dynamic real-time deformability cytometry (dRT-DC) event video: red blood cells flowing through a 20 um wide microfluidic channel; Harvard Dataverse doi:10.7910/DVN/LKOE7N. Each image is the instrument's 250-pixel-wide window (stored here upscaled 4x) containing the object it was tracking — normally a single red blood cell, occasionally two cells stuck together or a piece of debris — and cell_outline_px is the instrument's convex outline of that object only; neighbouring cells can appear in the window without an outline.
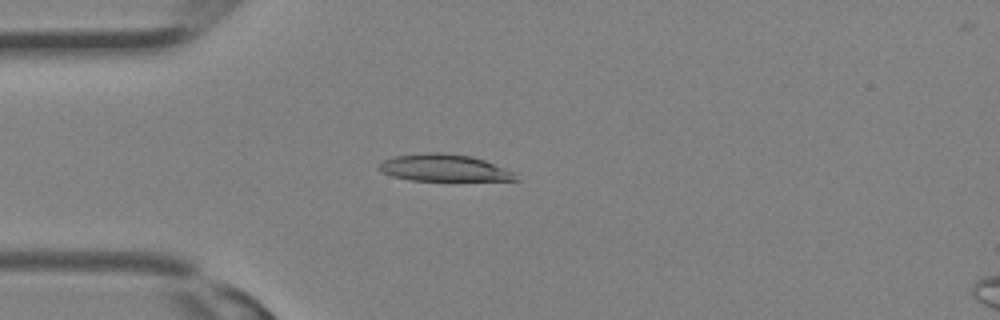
{"species": "Egyptian fruit bat (a non-hibernating species)", "species_latin": "Rousettus aegyptiacus", "temperature_condition": "room temperature", "stored_images_in_passage": 13, "camera_frame_rate_fps": 3000, "um_per_image_px": 0.085, "animal": {"sex": "female"}, "frame": {"image": 1, "passage_image": 8, "time_ms": 2.333, "image_size_px": [1000, 320], "cell_outline_px": [[520, 180], [408, 180], [392, 176], [380, 172], [376, 168], [384, 160], [396, 156], [424, 152], [444, 152], [472, 156], [484, 160], [504, 168], [512, 172]], "centroid_in_image_um": [37.68, 14.26], "position_along_channel_um": 47.3, "area_um2": 21.39}}
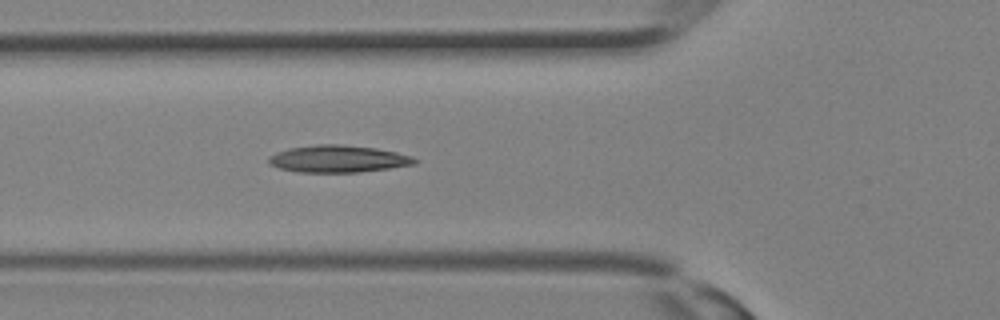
{"frame": {"image": 2, "passage_image": 11, "time_ms": 3.333, "image_size_px": [1000, 320], "cell_outline_px": [[420, 160], [416, 164], [360, 172], [296, 172], [280, 168], [268, 164], [268, 156], [276, 152], [288, 148], [316, 144], [340, 144], [376, 148], [396, 152], [412, 156]], "centroid_in_image_um": [28.73, 13.5], "position_along_channel_um": 97.1, "area_um2": 23.24}}
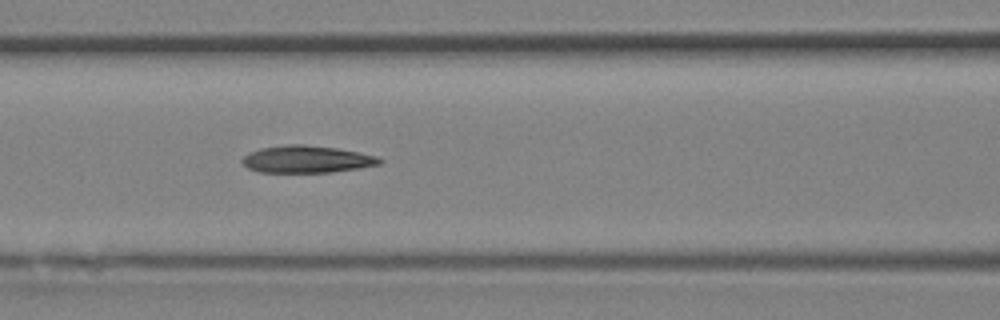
{"frame": {"image": 3, "passage_image": 13, "time_ms": 4.0, "image_size_px": [1000, 320], "cell_outline_px": [[384, 160], [380, 164], [360, 168], [332, 172], [256, 172], [248, 168], [240, 160], [248, 152], [260, 148], [288, 144], [304, 144], [336, 148], [360, 152], [376, 156]], "centroid_in_image_um": [26.06, 13.53], "position_along_channel_um": 140.5, "area_um2": 21.91}}